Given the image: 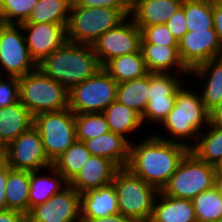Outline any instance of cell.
Here are the masks:
<instances>
[{"label": "cell", "instance_id": "obj_1", "mask_svg": "<svg viewBox=\"0 0 222 222\" xmlns=\"http://www.w3.org/2000/svg\"><path fill=\"white\" fill-rule=\"evenodd\" d=\"M146 135L140 143H136V140L135 143H130L126 168L161 191L189 149L182 144L160 139L154 134Z\"/></svg>", "mask_w": 222, "mask_h": 222}, {"label": "cell", "instance_id": "obj_2", "mask_svg": "<svg viewBox=\"0 0 222 222\" xmlns=\"http://www.w3.org/2000/svg\"><path fill=\"white\" fill-rule=\"evenodd\" d=\"M185 84L177 92L174 108L160 125L163 131L166 130L164 132L170 136L164 134L160 136L157 132L154 135L166 141L182 144L190 149L199 134L208 126L209 111L205 108L196 87L191 89L189 84L188 86Z\"/></svg>", "mask_w": 222, "mask_h": 222}, {"label": "cell", "instance_id": "obj_3", "mask_svg": "<svg viewBox=\"0 0 222 222\" xmlns=\"http://www.w3.org/2000/svg\"><path fill=\"white\" fill-rule=\"evenodd\" d=\"M37 68L70 90L95 75L102 66L92 45L67 41L37 64Z\"/></svg>", "mask_w": 222, "mask_h": 222}, {"label": "cell", "instance_id": "obj_4", "mask_svg": "<svg viewBox=\"0 0 222 222\" xmlns=\"http://www.w3.org/2000/svg\"><path fill=\"white\" fill-rule=\"evenodd\" d=\"M69 90L36 68L19 78L20 102L36 116L68 108Z\"/></svg>", "mask_w": 222, "mask_h": 222}, {"label": "cell", "instance_id": "obj_5", "mask_svg": "<svg viewBox=\"0 0 222 222\" xmlns=\"http://www.w3.org/2000/svg\"><path fill=\"white\" fill-rule=\"evenodd\" d=\"M112 183L118 196L119 213L136 222H148L159 190L126 167L116 171Z\"/></svg>", "mask_w": 222, "mask_h": 222}, {"label": "cell", "instance_id": "obj_6", "mask_svg": "<svg viewBox=\"0 0 222 222\" xmlns=\"http://www.w3.org/2000/svg\"><path fill=\"white\" fill-rule=\"evenodd\" d=\"M126 16L110 8L72 6L67 24V40L92 45L102 34L120 24Z\"/></svg>", "mask_w": 222, "mask_h": 222}, {"label": "cell", "instance_id": "obj_7", "mask_svg": "<svg viewBox=\"0 0 222 222\" xmlns=\"http://www.w3.org/2000/svg\"><path fill=\"white\" fill-rule=\"evenodd\" d=\"M217 167L207 164L188 151L161 192L168 196L192 200L214 187Z\"/></svg>", "mask_w": 222, "mask_h": 222}, {"label": "cell", "instance_id": "obj_8", "mask_svg": "<svg viewBox=\"0 0 222 222\" xmlns=\"http://www.w3.org/2000/svg\"><path fill=\"white\" fill-rule=\"evenodd\" d=\"M33 126L41 136L44 152L51 163L77 140L75 114L69 108L38 114L33 117Z\"/></svg>", "mask_w": 222, "mask_h": 222}, {"label": "cell", "instance_id": "obj_9", "mask_svg": "<svg viewBox=\"0 0 222 222\" xmlns=\"http://www.w3.org/2000/svg\"><path fill=\"white\" fill-rule=\"evenodd\" d=\"M117 86L118 83L102 68L69 90L68 108L74 114L102 113L116 100Z\"/></svg>", "mask_w": 222, "mask_h": 222}, {"label": "cell", "instance_id": "obj_10", "mask_svg": "<svg viewBox=\"0 0 222 222\" xmlns=\"http://www.w3.org/2000/svg\"><path fill=\"white\" fill-rule=\"evenodd\" d=\"M36 68L21 25L0 23V75L20 78Z\"/></svg>", "mask_w": 222, "mask_h": 222}, {"label": "cell", "instance_id": "obj_11", "mask_svg": "<svg viewBox=\"0 0 222 222\" xmlns=\"http://www.w3.org/2000/svg\"><path fill=\"white\" fill-rule=\"evenodd\" d=\"M190 73H162L150 72V88L148 103L141 116L142 124L160 125L175 106V99L179 88L186 83L185 77ZM179 76V77H178ZM183 81V82H182ZM185 81V82H184Z\"/></svg>", "mask_w": 222, "mask_h": 222}, {"label": "cell", "instance_id": "obj_12", "mask_svg": "<svg viewBox=\"0 0 222 222\" xmlns=\"http://www.w3.org/2000/svg\"><path fill=\"white\" fill-rule=\"evenodd\" d=\"M92 48L103 67L113 58L138 52L141 48V29L131 17H126L116 27L102 34Z\"/></svg>", "mask_w": 222, "mask_h": 222}, {"label": "cell", "instance_id": "obj_13", "mask_svg": "<svg viewBox=\"0 0 222 222\" xmlns=\"http://www.w3.org/2000/svg\"><path fill=\"white\" fill-rule=\"evenodd\" d=\"M3 159L16 170L36 171L52 165L34 126L3 148Z\"/></svg>", "mask_w": 222, "mask_h": 222}, {"label": "cell", "instance_id": "obj_14", "mask_svg": "<svg viewBox=\"0 0 222 222\" xmlns=\"http://www.w3.org/2000/svg\"><path fill=\"white\" fill-rule=\"evenodd\" d=\"M27 222H82L81 194L68 184L44 203L31 208Z\"/></svg>", "mask_w": 222, "mask_h": 222}, {"label": "cell", "instance_id": "obj_15", "mask_svg": "<svg viewBox=\"0 0 222 222\" xmlns=\"http://www.w3.org/2000/svg\"><path fill=\"white\" fill-rule=\"evenodd\" d=\"M178 53L184 66L191 71L196 66L222 55L215 29L187 31L178 41Z\"/></svg>", "mask_w": 222, "mask_h": 222}, {"label": "cell", "instance_id": "obj_16", "mask_svg": "<svg viewBox=\"0 0 222 222\" xmlns=\"http://www.w3.org/2000/svg\"><path fill=\"white\" fill-rule=\"evenodd\" d=\"M20 25L29 54L36 64L68 41L67 24L21 23Z\"/></svg>", "mask_w": 222, "mask_h": 222}, {"label": "cell", "instance_id": "obj_17", "mask_svg": "<svg viewBox=\"0 0 222 222\" xmlns=\"http://www.w3.org/2000/svg\"><path fill=\"white\" fill-rule=\"evenodd\" d=\"M119 167L109 159L91 155L77 175L68 183L78 193L112 183Z\"/></svg>", "mask_w": 222, "mask_h": 222}, {"label": "cell", "instance_id": "obj_18", "mask_svg": "<svg viewBox=\"0 0 222 222\" xmlns=\"http://www.w3.org/2000/svg\"><path fill=\"white\" fill-rule=\"evenodd\" d=\"M190 76L199 77L197 82L203 80L199 93L208 111L222 103V55L193 68L187 78L189 81Z\"/></svg>", "mask_w": 222, "mask_h": 222}, {"label": "cell", "instance_id": "obj_19", "mask_svg": "<svg viewBox=\"0 0 222 222\" xmlns=\"http://www.w3.org/2000/svg\"><path fill=\"white\" fill-rule=\"evenodd\" d=\"M183 0H132L131 19L142 29L165 24L181 8Z\"/></svg>", "mask_w": 222, "mask_h": 222}, {"label": "cell", "instance_id": "obj_20", "mask_svg": "<svg viewBox=\"0 0 222 222\" xmlns=\"http://www.w3.org/2000/svg\"><path fill=\"white\" fill-rule=\"evenodd\" d=\"M118 213V196L113 183L81 193V219L106 218Z\"/></svg>", "mask_w": 222, "mask_h": 222}, {"label": "cell", "instance_id": "obj_21", "mask_svg": "<svg viewBox=\"0 0 222 222\" xmlns=\"http://www.w3.org/2000/svg\"><path fill=\"white\" fill-rule=\"evenodd\" d=\"M140 49L148 72L190 73L179 57L178 46L141 42Z\"/></svg>", "mask_w": 222, "mask_h": 222}, {"label": "cell", "instance_id": "obj_22", "mask_svg": "<svg viewBox=\"0 0 222 222\" xmlns=\"http://www.w3.org/2000/svg\"><path fill=\"white\" fill-rule=\"evenodd\" d=\"M148 222H197L193 201L159 191Z\"/></svg>", "mask_w": 222, "mask_h": 222}, {"label": "cell", "instance_id": "obj_23", "mask_svg": "<svg viewBox=\"0 0 222 222\" xmlns=\"http://www.w3.org/2000/svg\"><path fill=\"white\" fill-rule=\"evenodd\" d=\"M91 155L103 157L114 162L119 168L127 166L129 161L130 142L111 131L83 141Z\"/></svg>", "mask_w": 222, "mask_h": 222}, {"label": "cell", "instance_id": "obj_24", "mask_svg": "<svg viewBox=\"0 0 222 222\" xmlns=\"http://www.w3.org/2000/svg\"><path fill=\"white\" fill-rule=\"evenodd\" d=\"M46 170L48 171L46 172ZM45 172H49L50 175ZM67 185L68 182L53 165L41 170L30 171L29 211L34 206L44 203L59 193Z\"/></svg>", "mask_w": 222, "mask_h": 222}, {"label": "cell", "instance_id": "obj_25", "mask_svg": "<svg viewBox=\"0 0 222 222\" xmlns=\"http://www.w3.org/2000/svg\"><path fill=\"white\" fill-rule=\"evenodd\" d=\"M32 126L33 116L20 101L0 108V147L3 149Z\"/></svg>", "mask_w": 222, "mask_h": 222}, {"label": "cell", "instance_id": "obj_26", "mask_svg": "<svg viewBox=\"0 0 222 222\" xmlns=\"http://www.w3.org/2000/svg\"><path fill=\"white\" fill-rule=\"evenodd\" d=\"M102 113L109 125L110 131L123 136L130 143L135 139L132 133L136 134V131L144 128L141 116L136 111L119 103L117 100L113 101Z\"/></svg>", "mask_w": 222, "mask_h": 222}, {"label": "cell", "instance_id": "obj_27", "mask_svg": "<svg viewBox=\"0 0 222 222\" xmlns=\"http://www.w3.org/2000/svg\"><path fill=\"white\" fill-rule=\"evenodd\" d=\"M30 171L16 170L9 166L6 183V209L27 215L29 213Z\"/></svg>", "mask_w": 222, "mask_h": 222}, {"label": "cell", "instance_id": "obj_28", "mask_svg": "<svg viewBox=\"0 0 222 222\" xmlns=\"http://www.w3.org/2000/svg\"><path fill=\"white\" fill-rule=\"evenodd\" d=\"M117 83L138 79L148 70L141 52H133L111 59L102 67Z\"/></svg>", "mask_w": 222, "mask_h": 222}, {"label": "cell", "instance_id": "obj_29", "mask_svg": "<svg viewBox=\"0 0 222 222\" xmlns=\"http://www.w3.org/2000/svg\"><path fill=\"white\" fill-rule=\"evenodd\" d=\"M150 88V72L145 76L118 83L116 100L143 115Z\"/></svg>", "mask_w": 222, "mask_h": 222}, {"label": "cell", "instance_id": "obj_30", "mask_svg": "<svg viewBox=\"0 0 222 222\" xmlns=\"http://www.w3.org/2000/svg\"><path fill=\"white\" fill-rule=\"evenodd\" d=\"M189 151L198 159L217 167L222 162V129L208 124Z\"/></svg>", "mask_w": 222, "mask_h": 222}, {"label": "cell", "instance_id": "obj_31", "mask_svg": "<svg viewBox=\"0 0 222 222\" xmlns=\"http://www.w3.org/2000/svg\"><path fill=\"white\" fill-rule=\"evenodd\" d=\"M73 0H38L23 23L68 24Z\"/></svg>", "mask_w": 222, "mask_h": 222}, {"label": "cell", "instance_id": "obj_32", "mask_svg": "<svg viewBox=\"0 0 222 222\" xmlns=\"http://www.w3.org/2000/svg\"><path fill=\"white\" fill-rule=\"evenodd\" d=\"M188 31L214 29L212 0H183Z\"/></svg>", "mask_w": 222, "mask_h": 222}, {"label": "cell", "instance_id": "obj_33", "mask_svg": "<svg viewBox=\"0 0 222 222\" xmlns=\"http://www.w3.org/2000/svg\"><path fill=\"white\" fill-rule=\"evenodd\" d=\"M90 157L91 153L86 149L85 144L76 140L52 165L69 183Z\"/></svg>", "mask_w": 222, "mask_h": 222}, {"label": "cell", "instance_id": "obj_34", "mask_svg": "<svg viewBox=\"0 0 222 222\" xmlns=\"http://www.w3.org/2000/svg\"><path fill=\"white\" fill-rule=\"evenodd\" d=\"M197 222H218L222 219V197L215 187L192 199Z\"/></svg>", "mask_w": 222, "mask_h": 222}, {"label": "cell", "instance_id": "obj_35", "mask_svg": "<svg viewBox=\"0 0 222 222\" xmlns=\"http://www.w3.org/2000/svg\"><path fill=\"white\" fill-rule=\"evenodd\" d=\"M76 139L86 141L110 131L103 113L75 114Z\"/></svg>", "mask_w": 222, "mask_h": 222}, {"label": "cell", "instance_id": "obj_36", "mask_svg": "<svg viewBox=\"0 0 222 222\" xmlns=\"http://www.w3.org/2000/svg\"><path fill=\"white\" fill-rule=\"evenodd\" d=\"M38 0H0V22L21 24L27 20Z\"/></svg>", "mask_w": 222, "mask_h": 222}, {"label": "cell", "instance_id": "obj_37", "mask_svg": "<svg viewBox=\"0 0 222 222\" xmlns=\"http://www.w3.org/2000/svg\"><path fill=\"white\" fill-rule=\"evenodd\" d=\"M141 42L165 46H178V41L174 38L165 24L143 27L141 29Z\"/></svg>", "mask_w": 222, "mask_h": 222}, {"label": "cell", "instance_id": "obj_38", "mask_svg": "<svg viewBox=\"0 0 222 222\" xmlns=\"http://www.w3.org/2000/svg\"><path fill=\"white\" fill-rule=\"evenodd\" d=\"M19 101V78L0 75V108L13 105Z\"/></svg>", "mask_w": 222, "mask_h": 222}, {"label": "cell", "instance_id": "obj_39", "mask_svg": "<svg viewBox=\"0 0 222 222\" xmlns=\"http://www.w3.org/2000/svg\"><path fill=\"white\" fill-rule=\"evenodd\" d=\"M72 6L110 8L120 10L126 17H129L132 10V0H73Z\"/></svg>", "mask_w": 222, "mask_h": 222}, {"label": "cell", "instance_id": "obj_40", "mask_svg": "<svg viewBox=\"0 0 222 222\" xmlns=\"http://www.w3.org/2000/svg\"><path fill=\"white\" fill-rule=\"evenodd\" d=\"M174 38L179 41L188 31L186 17L182 8H179L165 23Z\"/></svg>", "mask_w": 222, "mask_h": 222}, {"label": "cell", "instance_id": "obj_41", "mask_svg": "<svg viewBox=\"0 0 222 222\" xmlns=\"http://www.w3.org/2000/svg\"><path fill=\"white\" fill-rule=\"evenodd\" d=\"M9 173V165L2 159L0 161V211L6 210V183Z\"/></svg>", "mask_w": 222, "mask_h": 222}, {"label": "cell", "instance_id": "obj_42", "mask_svg": "<svg viewBox=\"0 0 222 222\" xmlns=\"http://www.w3.org/2000/svg\"><path fill=\"white\" fill-rule=\"evenodd\" d=\"M214 29L222 47V3L213 2Z\"/></svg>", "mask_w": 222, "mask_h": 222}, {"label": "cell", "instance_id": "obj_43", "mask_svg": "<svg viewBox=\"0 0 222 222\" xmlns=\"http://www.w3.org/2000/svg\"><path fill=\"white\" fill-rule=\"evenodd\" d=\"M0 222H27V215L15 210L0 211Z\"/></svg>", "mask_w": 222, "mask_h": 222}, {"label": "cell", "instance_id": "obj_44", "mask_svg": "<svg viewBox=\"0 0 222 222\" xmlns=\"http://www.w3.org/2000/svg\"><path fill=\"white\" fill-rule=\"evenodd\" d=\"M82 222H136L135 220L121 214H111L106 218H98V219H81Z\"/></svg>", "mask_w": 222, "mask_h": 222}, {"label": "cell", "instance_id": "obj_45", "mask_svg": "<svg viewBox=\"0 0 222 222\" xmlns=\"http://www.w3.org/2000/svg\"><path fill=\"white\" fill-rule=\"evenodd\" d=\"M209 124L222 129V103L209 111Z\"/></svg>", "mask_w": 222, "mask_h": 222}, {"label": "cell", "instance_id": "obj_46", "mask_svg": "<svg viewBox=\"0 0 222 222\" xmlns=\"http://www.w3.org/2000/svg\"><path fill=\"white\" fill-rule=\"evenodd\" d=\"M214 187L217 189L218 193L222 197V173H220L218 170L215 175Z\"/></svg>", "mask_w": 222, "mask_h": 222}, {"label": "cell", "instance_id": "obj_47", "mask_svg": "<svg viewBox=\"0 0 222 222\" xmlns=\"http://www.w3.org/2000/svg\"><path fill=\"white\" fill-rule=\"evenodd\" d=\"M217 170L222 173V162L217 166Z\"/></svg>", "mask_w": 222, "mask_h": 222}, {"label": "cell", "instance_id": "obj_48", "mask_svg": "<svg viewBox=\"0 0 222 222\" xmlns=\"http://www.w3.org/2000/svg\"><path fill=\"white\" fill-rule=\"evenodd\" d=\"M3 159V149L0 147V161Z\"/></svg>", "mask_w": 222, "mask_h": 222}, {"label": "cell", "instance_id": "obj_49", "mask_svg": "<svg viewBox=\"0 0 222 222\" xmlns=\"http://www.w3.org/2000/svg\"><path fill=\"white\" fill-rule=\"evenodd\" d=\"M212 1L222 3V0H212Z\"/></svg>", "mask_w": 222, "mask_h": 222}]
</instances>
